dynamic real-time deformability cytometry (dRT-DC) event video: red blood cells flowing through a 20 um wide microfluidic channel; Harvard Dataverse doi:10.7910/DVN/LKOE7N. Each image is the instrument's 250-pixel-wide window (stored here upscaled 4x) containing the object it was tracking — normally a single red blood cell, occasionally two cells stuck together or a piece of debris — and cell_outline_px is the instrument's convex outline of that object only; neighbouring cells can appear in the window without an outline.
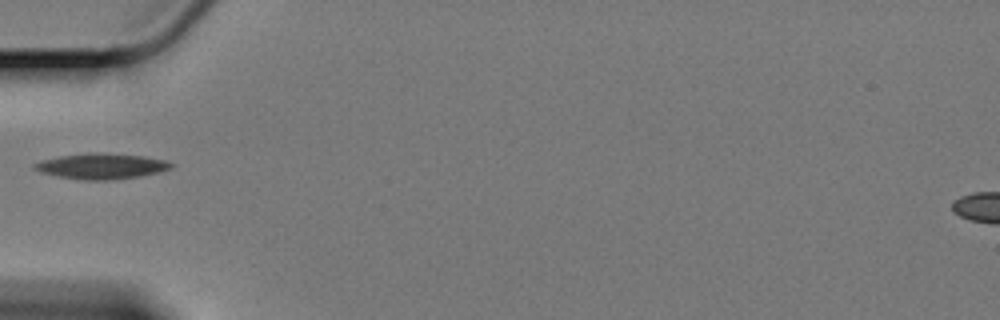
{"species": "Egyptian fruit bat (a non-hibernating species)", "species_latin": "Rousettus aegyptiacus", "temperature_condition": "cold", "stored_images_in_passage": 36, "camera_frame_rate_fps": 3000, "um_per_image_px": 0.085, "animal": {"sex": "female"}, "frame": {"image": 1, "passage_image": 1, "time_ms": 0.0, "image_size_px": [1000, 320], "cell_outline_px": [[176, 164], [172, 168], [160, 172], [140, 176], [112, 180], [84, 180], [60, 176], [44, 172], [32, 168], [32, 164], [40, 160], [60, 156], [88, 152], [108, 152], [144, 156], [168, 160]], "centroid_in_image_um": [8.69, 14.1], "position_along_channel_um": 76.3, "area_um2": 20.69}}
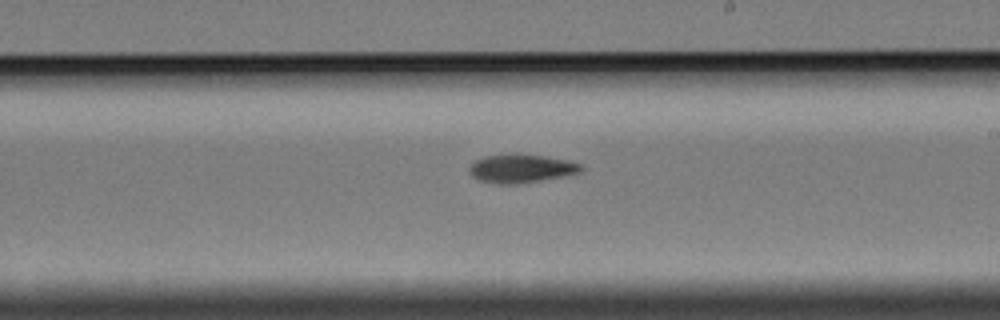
{"frame": {"image": 2, "passage_image": 16, "time_ms": 5.0, "image_size_px": [1000, 320], "cell_outline_px": [[584, 168], [580, 172], [564, 176], [516, 184], [500, 184], [480, 180], [472, 176], [468, 168], [472, 160], [484, 156], [512, 152], [516, 152], [544, 156], [568, 160], [580, 164]], "centroid_in_image_um": [44.25, 14.29], "position_along_channel_um": 244.7, "area_um2": 18.9}}
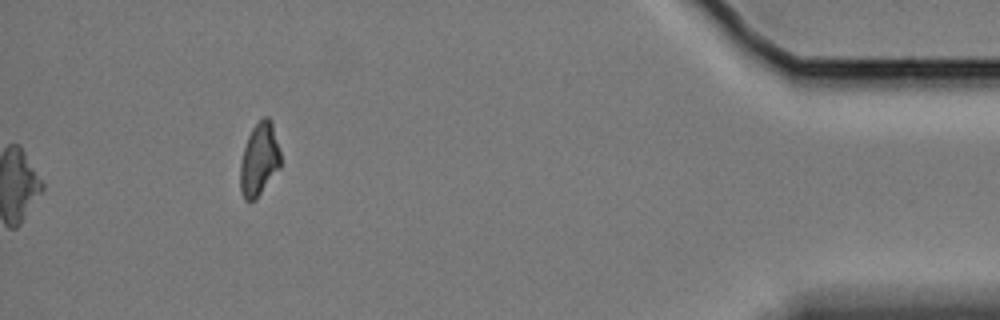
{"frame": {"image": 3, "passage_image": 36, "time_ms": 11.667, "image_size_px": [1000, 320], "cell_outline_px": [[280, 168], [260, 192], [252, 200], [244, 200], [240, 192], [240, 164], [244, 148], [248, 136], [252, 128], [264, 116], [268, 116], [272, 124], [280, 152]], "centroid_in_image_um": [22.02, 13.54], "position_along_channel_um": 413.2, "area_um2": 16.76}}